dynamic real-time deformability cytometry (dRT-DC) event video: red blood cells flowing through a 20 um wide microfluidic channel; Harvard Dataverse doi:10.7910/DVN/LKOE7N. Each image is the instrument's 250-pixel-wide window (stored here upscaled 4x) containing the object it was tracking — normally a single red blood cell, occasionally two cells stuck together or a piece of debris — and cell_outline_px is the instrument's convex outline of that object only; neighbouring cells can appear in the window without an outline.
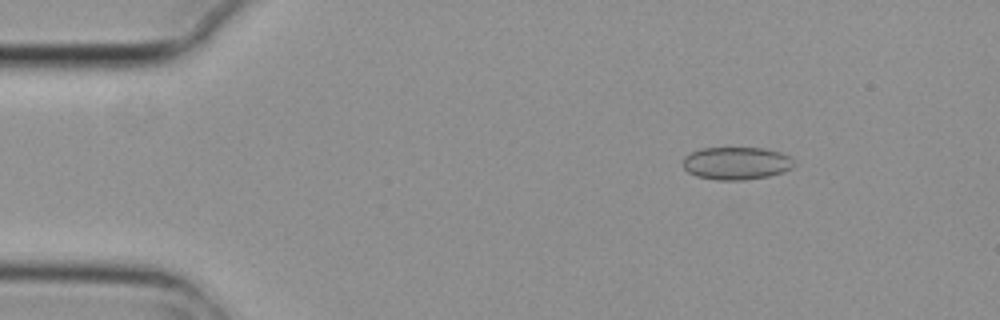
{"species": "common noctule bat (a hibernating species)", "species_latin": "Nyctalus noctula", "temperature_condition": "cold", "stored_images_in_passage": 5, "camera_frame_rate_fps": 3000, "um_per_image_px": 0.085, "animal": {"sex": "female", "body_mass_g": 29.2, "forearm_length_mm": 56.3}, "frame": {"image": 1, "passage_image": 3, "time_ms": 0.667, "image_size_px": [1000, 320], "cell_outline_px": [[796, 164], [792, 168], [784, 172], [768, 176], [744, 180], [716, 180], [696, 176], [688, 172], [684, 168], [684, 156], [700, 148], [764, 148], [780, 152], [788, 156]], "centroid_in_image_um": [62.6, 13.88], "position_along_channel_um": 22.4, "area_um2": 21.21}}